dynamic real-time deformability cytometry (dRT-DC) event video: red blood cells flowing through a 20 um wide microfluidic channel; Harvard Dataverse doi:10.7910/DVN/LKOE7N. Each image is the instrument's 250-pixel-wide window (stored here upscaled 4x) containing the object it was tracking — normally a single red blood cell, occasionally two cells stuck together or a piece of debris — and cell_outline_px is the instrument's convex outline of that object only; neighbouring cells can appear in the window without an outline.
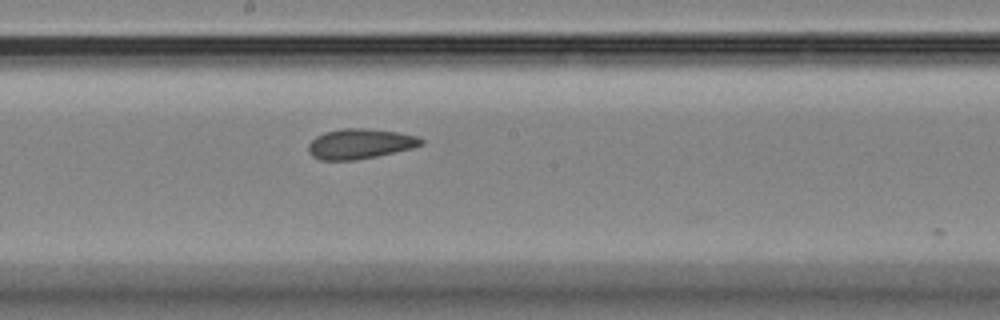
{"species": "Egyptian fruit bat (a non-hibernating species)", "species_latin": "Rousettus aegyptiacus", "temperature_condition": "room temperature", "stored_images_in_passage": 26, "camera_frame_rate_fps": 3000, "um_per_image_px": 0.085, "animal": {"sex": "female"}, "frame": {"image": 1, "passage_image": 25, "time_ms": 8.0, "image_size_px": [1000, 320], "cell_outline_px": [[424, 144], [412, 148], [376, 156], [356, 160], [320, 160], [312, 156], [308, 152], [308, 144], [316, 136], [324, 132], [344, 128], [368, 128], [396, 132], [420, 136], [424, 140]], "centroid_in_image_um": [30.6, 12.22], "position_along_channel_um": 217.6, "area_um2": 19.88}}